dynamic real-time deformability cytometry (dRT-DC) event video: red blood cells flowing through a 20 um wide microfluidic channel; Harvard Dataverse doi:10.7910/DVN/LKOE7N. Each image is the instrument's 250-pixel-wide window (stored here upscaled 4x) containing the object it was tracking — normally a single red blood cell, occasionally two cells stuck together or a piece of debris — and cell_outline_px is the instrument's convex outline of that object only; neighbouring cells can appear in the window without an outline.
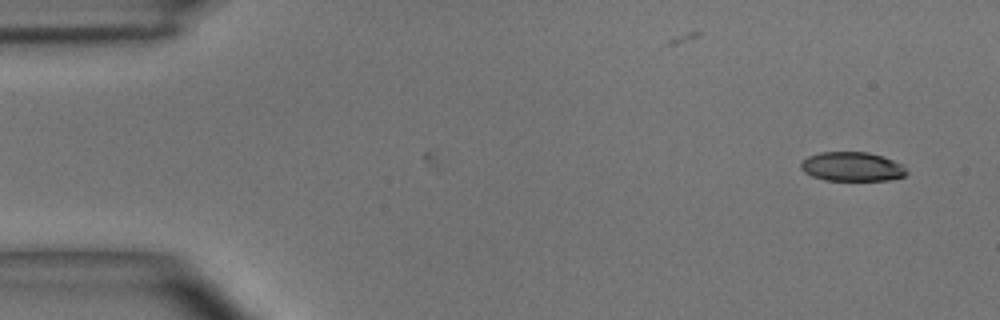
{"species": "common noctule bat (a hibernating species)", "species_latin": "Nyctalus noctula", "temperature_condition": "room temperature", "stored_images_in_passage": 12, "camera_frame_rate_fps": 3000, "um_per_image_px": 0.085, "animal": {"sex": "male", "body_mass_g": 15.6}, "frame": {"image": 1, "passage_image": 1, "time_ms": 0.0, "image_size_px": [1000, 320], "cell_outline_px": [[908, 172], [904, 176], [888, 180], [824, 180], [812, 176], [804, 172], [800, 168], [800, 164], [808, 156], [820, 152], [868, 152], [904, 164]], "centroid_in_image_um": [72.43, 14.16], "position_along_channel_um": 12.6, "area_um2": 17.98}}